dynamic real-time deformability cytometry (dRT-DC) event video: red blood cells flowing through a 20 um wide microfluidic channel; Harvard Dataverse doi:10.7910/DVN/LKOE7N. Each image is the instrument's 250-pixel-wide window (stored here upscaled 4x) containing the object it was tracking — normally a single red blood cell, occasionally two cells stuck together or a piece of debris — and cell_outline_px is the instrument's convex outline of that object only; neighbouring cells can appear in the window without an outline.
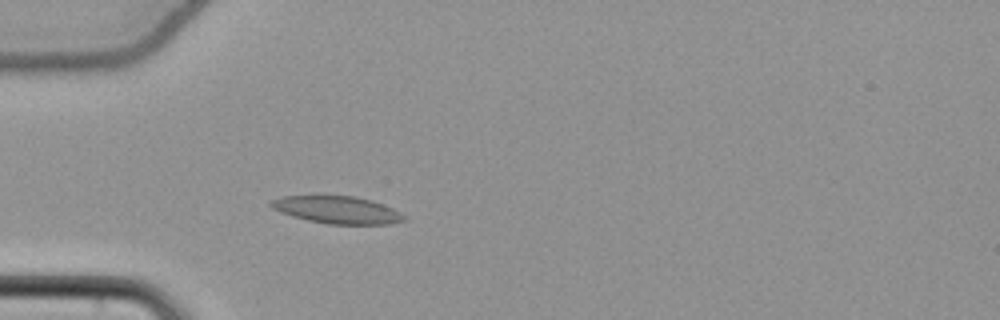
{"species": "common noctule bat (a hibernating species)", "species_latin": "Nyctalus noctula", "temperature_condition": "cold", "stored_images_in_passage": 46, "camera_frame_rate_fps": 3000, "um_per_image_px": 0.085, "animal": {"sex": "female", "body_mass_g": 22.7, "forearm_length_mm": 54.2}, "frame": {"image": 1, "passage_image": 8, "time_ms": 2.333, "image_size_px": [1000, 320], "cell_outline_px": [[408, 220], [388, 224], [328, 224], [308, 220], [292, 216], [280, 212], [272, 208], [268, 204], [272, 200], [280, 196], [316, 192], [324, 192], [356, 196], [372, 200], [392, 208], [400, 212]], "centroid_in_image_um": [28.58, 17.77], "position_along_channel_um": 56.4, "area_um2": 22.43}}
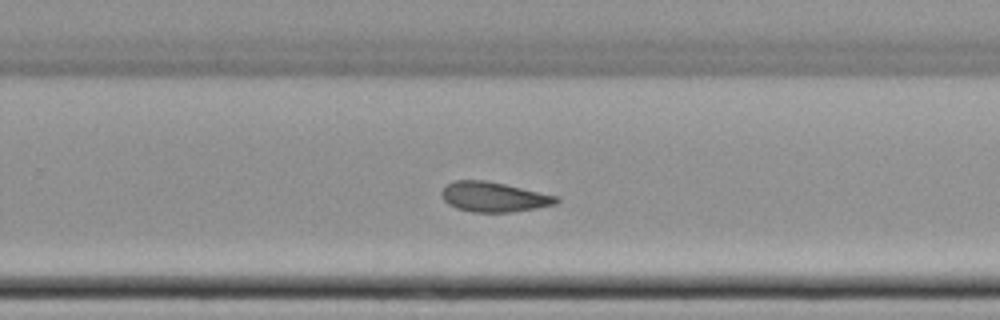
{"frame": {"image": 2, "passage_image": 27, "time_ms": 8.667, "image_size_px": [1000, 320], "cell_outline_px": [[560, 200], [556, 204], [536, 208], [512, 212], [472, 212], [456, 208], [448, 204], [440, 196], [440, 192], [444, 184], [456, 180], [484, 180], [504, 184], [560, 196]], "centroid_in_image_um": [41.95, 16.73], "position_along_channel_um": 287.9, "area_um2": 20.23}}
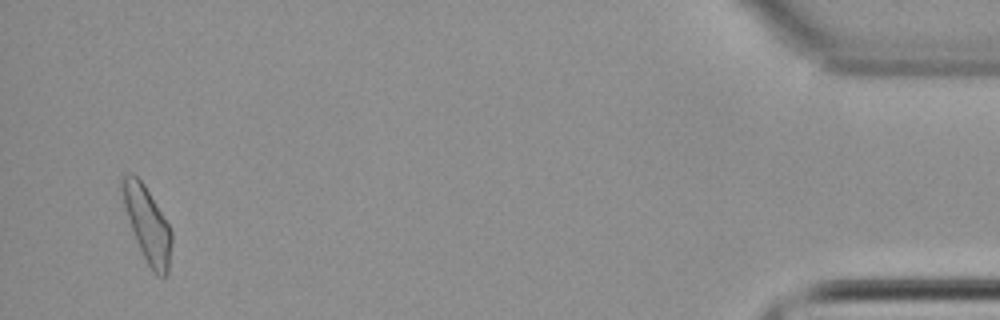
{"frame": {"image": 3, "passage_image": 44, "time_ms": 14.333, "image_size_px": [1000, 320], "cell_outline_px": [[172, 240], [168, 272], [164, 276], [156, 276], [152, 272], [136, 240], [124, 204], [120, 184], [120, 176], [132, 172], [144, 184], [168, 224], [172, 232]], "centroid_in_image_um": [12.52, 19.05], "position_along_channel_um": 422.7, "area_um2": 21.15}, "authors_computed_cell_mechanics": {"area_um2": 20.3745, "velocity_mm_per_s": 3.8113, "shape_relaxation_time_tau1_ms": null, "shape_relaxation_time_tau2_ms": 4.5219, "deformation_change_tau1": null, "deformation_change_tau2": 0.1113}}